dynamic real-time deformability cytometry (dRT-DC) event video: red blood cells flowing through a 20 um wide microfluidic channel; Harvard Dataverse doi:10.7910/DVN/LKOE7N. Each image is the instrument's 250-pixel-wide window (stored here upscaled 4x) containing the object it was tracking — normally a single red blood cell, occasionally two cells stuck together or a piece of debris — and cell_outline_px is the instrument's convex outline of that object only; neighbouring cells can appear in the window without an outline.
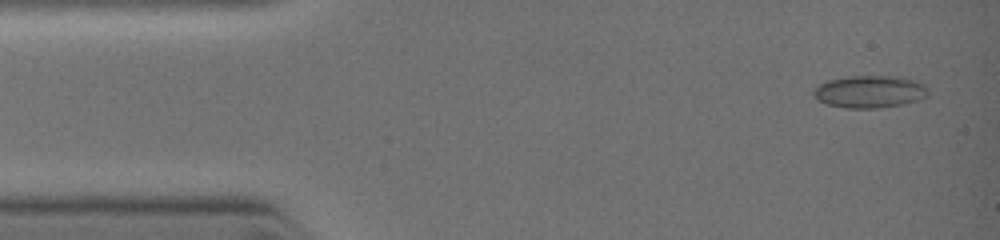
{"species": "common noctule bat (a hibernating species)", "species_latin": "Nyctalus noctula", "temperature_condition": "warm", "stored_images_in_passage": 15, "camera_frame_rate_fps": 3000, "um_per_image_px": 0.085, "animal": {"sex": "female", "body_mass_g": 19.0, "forearm_length_mm": 51.5}, "frame": {"image": 1, "passage_image": 2, "time_ms": 0.333, "image_size_px": [1000, 240], "cell_outline_px": [[928, 96], [904, 104], [880, 108], [848, 108], [828, 104], [812, 96], [812, 92], [820, 84], [828, 80], [844, 76], [900, 76], [916, 80], [924, 84], [928, 88]], "centroid_in_image_um": [73.96, 7.78], "position_along_channel_um": 11.0, "area_um2": 21.73}}
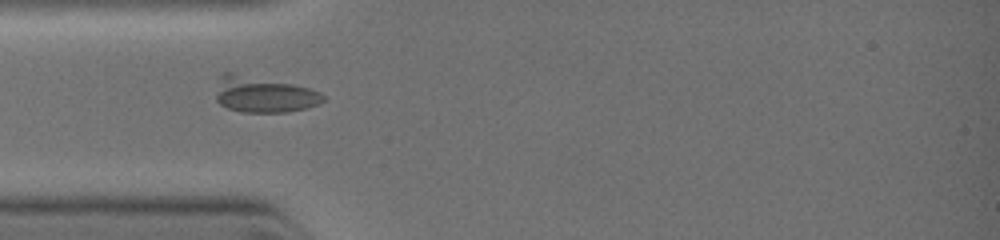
{"frame": {"image": 2, "passage_image": 11, "time_ms": 3.0, "image_size_px": [1000, 240], "cell_outline_px": [[324, 100], [320, 104], [288, 112], [240, 112], [228, 108], [220, 104], [216, 100], [216, 96], [220, 76], [224, 72], [232, 72], [292, 84], [308, 88], [320, 92], [324, 96]], "centroid_in_image_um": [22.39, 8.04], "position_along_channel_um": 62.6, "area_um2": 22.31}}
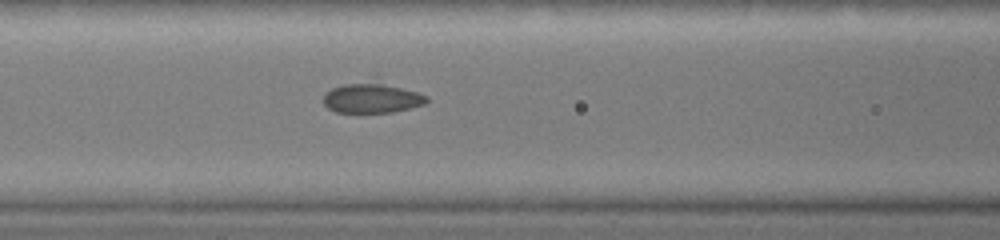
{"frame": {"image": 3, "passage_image": 15, "time_ms": 4.333, "image_size_px": [1000, 240], "cell_outline_px": [[428, 100], [424, 104], [392, 112], [336, 112], [328, 108], [324, 104], [324, 96], [332, 88], [344, 84], [380, 84], [400, 88], [416, 92], [428, 96]], "centroid_in_image_um": [31.59, 8.38], "position_along_channel_um": 135.0, "area_um2": 17.05}}